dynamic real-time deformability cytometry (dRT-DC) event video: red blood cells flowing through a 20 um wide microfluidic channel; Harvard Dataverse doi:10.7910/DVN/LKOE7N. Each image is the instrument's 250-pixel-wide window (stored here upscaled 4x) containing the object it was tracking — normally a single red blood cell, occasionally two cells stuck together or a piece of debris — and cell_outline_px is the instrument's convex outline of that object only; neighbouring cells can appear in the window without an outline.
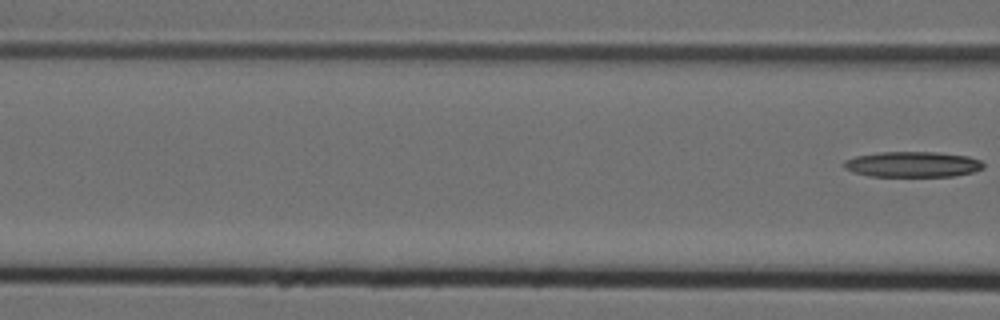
{"species": "Egyptian fruit bat (a non-hibernating species)", "species_latin": "Rousettus aegyptiacus", "temperature_condition": "cold", "stored_images_in_passage": 8, "camera_frame_rate_fps": 3000, "um_per_image_px": 0.085, "animal": {"sex": "female"}, "frame": {"image": 1, "passage_image": 8, "time_ms": 2.333, "image_size_px": [1000, 320], "cell_outline_px": [[984, 168], [972, 172], [952, 176], [868, 176], [852, 172], [844, 168], [844, 160], [856, 156], [880, 152], [936, 152], [968, 156], [980, 160], [984, 164]], "centroid_in_image_um": [77.56, 13.97], "position_along_channel_um": 89.0, "area_um2": 20.75}}